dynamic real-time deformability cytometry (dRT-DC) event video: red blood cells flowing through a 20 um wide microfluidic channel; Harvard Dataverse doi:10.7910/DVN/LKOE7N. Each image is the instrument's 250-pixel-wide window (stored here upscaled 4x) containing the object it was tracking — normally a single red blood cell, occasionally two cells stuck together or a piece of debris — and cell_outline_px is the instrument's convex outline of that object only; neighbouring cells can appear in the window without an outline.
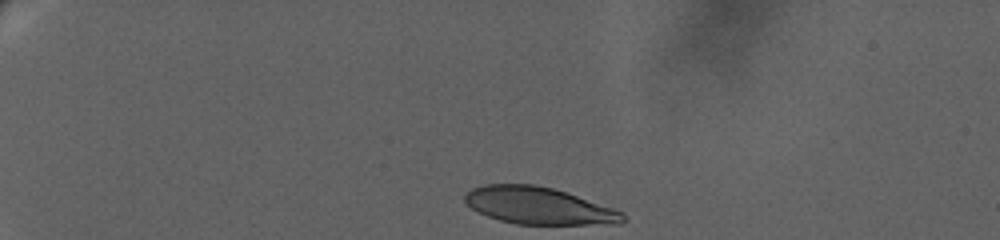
{"species": "human", "species_latin": "Homo sapiens", "temperature_condition": "warm", "stored_images_in_passage": 23, "camera_frame_rate_fps": 3000, "um_per_image_px": 0.085, "donor": {"sex": "female"}, "frame": {"image": 1, "passage_image": 1, "time_ms": 0.0, "image_size_px": [1000, 240], "cell_outline_px": [[624, 220], [620, 224], [516, 224], [500, 220], [488, 216], [472, 208], [464, 200], [464, 196], [472, 188], [484, 184], [532, 184], [552, 188], [624, 212]], "centroid_in_image_um": [45.77, 17.49], "position_along_channel_um": 39.2, "area_um2": 33.64}}
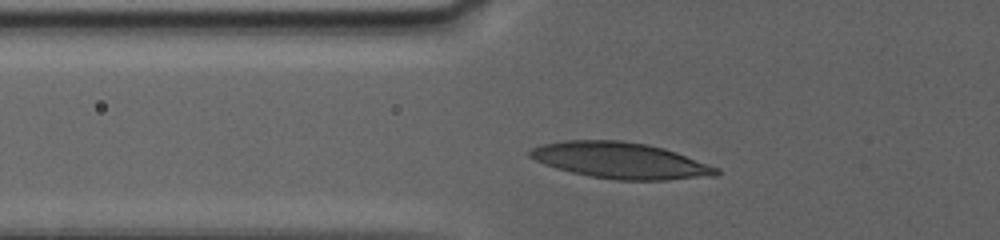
{"frame": {"image": 2, "passage_image": 14, "time_ms": 3.667, "image_size_px": [1000, 240], "cell_outline_px": [[720, 172], [716, 176], [668, 180], [616, 180], [592, 176], [572, 172], [556, 168], [544, 164], [528, 156], [528, 152], [532, 148], [540, 144], [564, 140], [620, 140], [648, 144], [664, 148], [676, 152], [720, 168]], "centroid_in_image_um": [52.75, 13.64], "position_along_channel_um": 73.0, "area_um2": 39.42}}
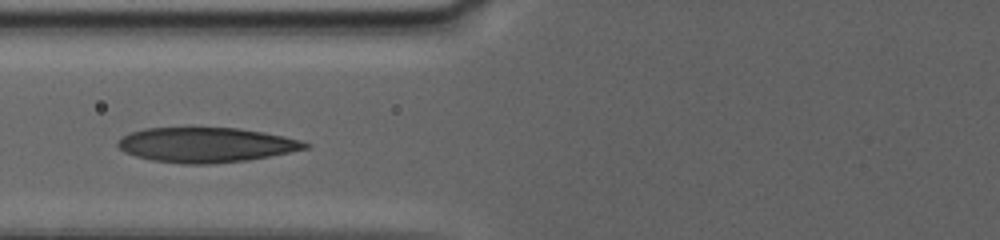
{"frame": {"image": 3, "passage_image": 22, "time_ms": 5.0, "image_size_px": [1000, 240], "cell_outline_px": [[312, 144], [308, 148], [248, 160], [208, 164], [180, 164], [152, 160], [136, 156], [124, 152], [116, 144], [116, 140], [120, 136], [144, 128], [188, 124], [192, 124], [236, 128], [264, 132], [284, 136], [300, 140]], "centroid_in_image_um": [17.43, 12.26], "position_along_channel_um": 108.4, "area_um2": 39.42}}